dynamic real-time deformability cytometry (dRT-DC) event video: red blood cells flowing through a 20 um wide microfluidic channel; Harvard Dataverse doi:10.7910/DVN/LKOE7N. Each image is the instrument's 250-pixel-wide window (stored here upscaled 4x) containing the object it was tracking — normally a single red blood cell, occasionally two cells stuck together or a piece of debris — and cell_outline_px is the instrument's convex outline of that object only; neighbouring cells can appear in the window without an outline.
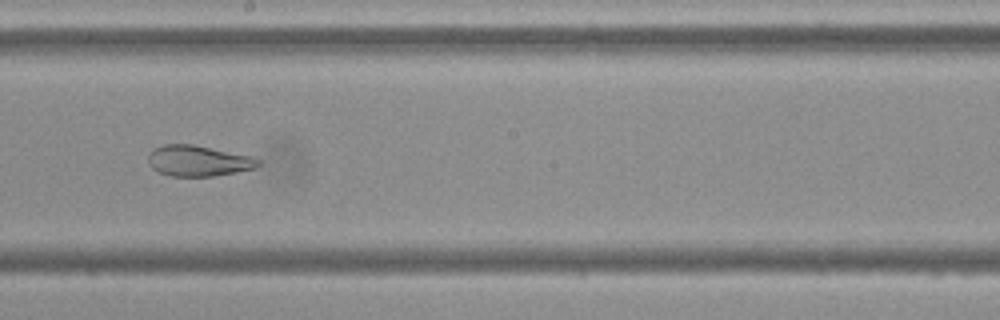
{"species": "Egyptian fruit bat (a non-hibernating species)", "species_latin": "Rousettus aegyptiacus", "temperature_condition": "cold", "stored_images_in_passage": 13, "camera_frame_rate_fps": 3000, "um_per_image_px": 0.085, "frame": {"image": 1, "passage_image": 8, "time_ms": 9.0, "image_size_px": [1000, 320], "cell_outline_px": [[260, 164], [256, 168], [236, 172], [212, 176], [168, 176], [152, 168], [148, 164], [148, 152], [152, 148], [164, 144], [192, 144], [252, 156], [260, 160]], "centroid_in_image_um": [16.82, 13.66], "position_along_channel_um": 231.4, "area_um2": 19.88}}
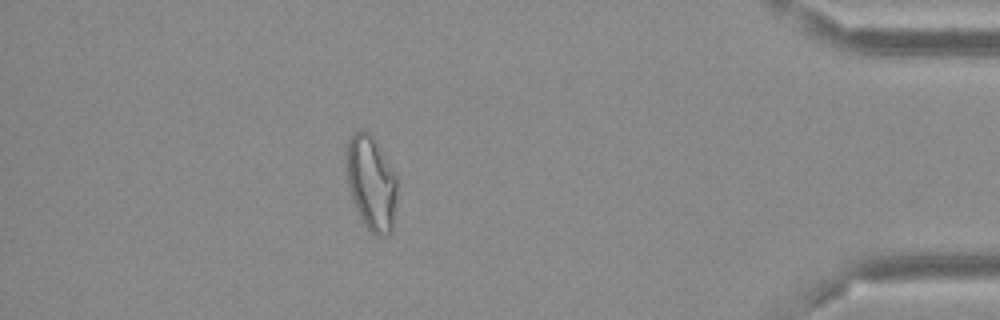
{"frame": {"image": 2, "passage_image": 13, "time_ms": 15.0, "image_size_px": [1000, 320], "cell_outline_px": [[396, 196], [392, 232], [388, 236], [376, 236], [364, 224], [356, 208], [348, 188], [344, 152], [348, 140], [352, 132], [364, 128], [376, 140], [396, 172]], "centroid_in_image_um": [31.54, 15.49], "position_along_channel_um": 403.7, "area_um2": 28.61}}